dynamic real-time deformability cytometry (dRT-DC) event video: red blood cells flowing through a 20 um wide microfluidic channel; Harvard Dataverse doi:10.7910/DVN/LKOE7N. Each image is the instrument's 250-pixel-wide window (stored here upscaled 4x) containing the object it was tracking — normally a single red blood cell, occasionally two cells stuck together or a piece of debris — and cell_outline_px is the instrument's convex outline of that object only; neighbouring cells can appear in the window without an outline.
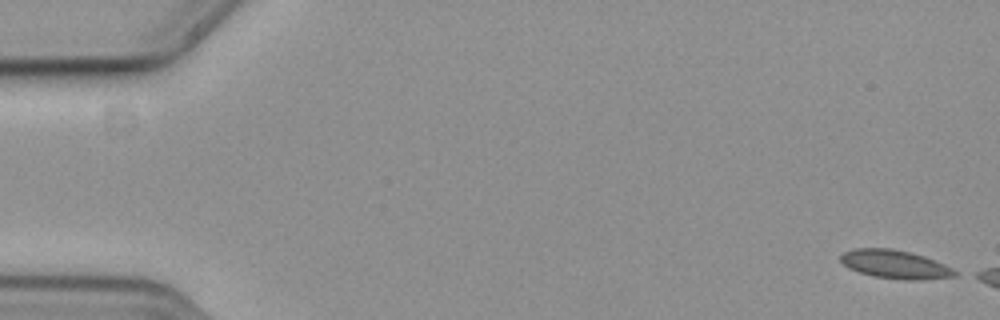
{"species": "common noctule bat (a hibernating species)", "species_latin": "Nyctalus noctula", "temperature_condition": "cold", "stored_images_in_passage": 7, "camera_frame_rate_fps": 3000, "um_per_image_px": 0.085, "animal": {"sex": "female", "body_mass_g": 19.3, "forearm_length_mm": 54.1}, "frame": {"image": 1, "passage_image": 1, "time_ms": 0.0, "image_size_px": [1000, 320], "cell_outline_px": [[960, 272], [956, 276], [924, 280], [904, 280], [872, 276], [848, 268], [840, 260], [840, 256], [844, 252], [852, 248], [892, 248], [912, 252], [924, 256], [944, 264]], "centroid_in_image_um": [76.1, 22.47], "position_along_channel_um": 8.9, "area_um2": 19.19}}